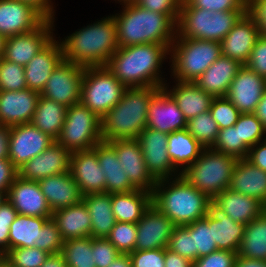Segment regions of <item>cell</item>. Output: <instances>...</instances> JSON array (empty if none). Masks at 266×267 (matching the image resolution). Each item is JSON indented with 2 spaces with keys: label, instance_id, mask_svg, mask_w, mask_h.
<instances>
[{
  "label": "cell",
  "instance_id": "cell-1",
  "mask_svg": "<svg viewBox=\"0 0 266 267\" xmlns=\"http://www.w3.org/2000/svg\"><path fill=\"white\" fill-rule=\"evenodd\" d=\"M171 45L140 44L119 47L105 66L126 87H158L166 84L160 73Z\"/></svg>",
  "mask_w": 266,
  "mask_h": 267
},
{
  "label": "cell",
  "instance_id": "cell-2",
  "mask_svg": "<svg viewBox=\"0 0 266 267\" xmlns=\"http://www.w3.org/2000/svg\"><path fill=\"white\" fill-rule=\"evenodd\" d=\"M64 59L83 68L106 66L119 48L116 21L104 17L60 41Z\"/></svg>",
  "mask_w": 266,
  "mask_h": 267
},
{
  "label": "cell",
  "instance_id": "cell-3",
  "mask_svg": "<svg viewBox=\"0 0 266 267\" xmlns=\"http://www.w3.org/2000/svg\"><path fill=\"white\" fill-rule=\"evenodd\" d=\"M123 7L121 13L113 15L119 47L145 43L172 45L177 24L168 15L143 9L135 3Z\"/></svg>",
  "mask_w": 266,
  "mask_h": 267
},
{
  "label": "cell",
  "instance_id": "cell-4",
  "mask_svg": "<svg viewBox=\"0 0 266 267\" xmlns=\"http://www.w3.org/2000/svg\"><path fill=\"white\" fill-rule=\"evenodd\" d=\"M210 201L205 193L193 187L181 175L156 181L152 191V205L175 226H186L204 218Z\"/></svg>",
  "mask_w": 266,
  "mask_h": 267
},
{
  "label": "cell",
  "instance_id": "cell-5",
  "mask_svg": "<svg viewBox=\"0 0 266 267\" xmlns=\"http://www.w3.org/2000/svg\"><path fill=\"white\" fill-rule=\"evenodd\" d=\"M158 87H127L120 101L102 118V140L137 139L146 128L148 106Z\"/></svg>",
  "mask_w": 266,
  "mask_h": 267
},
{
  "label": "cell",
  "instance_id": "cell-6",
  "mask_svg": "<svg viewBox=\"0 0 266 267\" xmlns=\"http://www.w3.org/2000/svg\"><path fill=\"white\" fill-rule=\"evenodd\" d=\"M174 80L195 82L219 57L221 43L211 40L175 37L170 47Z\"/></svg>",
  "mask_w": 266,
  "mask_h": 267
},
{
  "label": "cell",
  "instance_id": "cell-7",
  "mask_svg": "<svg viewBox=\"0 0 266 267\" xmlns=\"http://www.w3.org/2000/svg\"><path fill=\"white\" fill-rule=\"evenodd\" d=\"M237 160L232 155L204 148L196 161L180 175L213 200L219 193L229 188Z\"/></svg>",
  "mask_w": 266,
  "mask_h": 267
},
{
  "label": "cell",
  "instance_id": "cell-8",
  "mask_svg": "<svg viewBox=\"0 0 266 267\" xmlns=\"http://www.w3.org/2000/svg\"><path fill=\"white\" fill-rule=\"evenodd\" d=\"M102 119L86 106L77 103L67 108L64 125L59 137V145L75 151L93 149L102 140Z\"/></svg>",
  "mask_w": 266,
  "mask_h": 267
},
{
  "label": "cell",
  "instance_id": "cell-9",
  "mask_svg": "<svg viewBox=\"0 0 266 267\" xmlns=\"http://www.w3.org/2000/svg\"><path fill=\"white\" fill-rule=\"evenodd\" d=\"M126 86L105 67L84 68L80 103L101 119L122 98Z\"/></svg>",
  "mask_w": 266,
  "mask_h": 267
},
{
  "label": "cell",
  "instance_id": "cell-10",
  "mask_svg": "<svg viewBox=\"0 0 266 267\" xmlns=\"http://www.w3.org/2000/svg\"><path fill=\"white\" fill-rule=\"evenodd\" d=\"M84 68L63 59L51 73L42 96L67 108L80 103Z\"/></svg>",
  "mask_w": 266,
  "mask_h": 267
},
{
  "label": "cell",
  "instance_id": "cell-11",
  "mask_svg": "<svg viewBox=\"0 0 266 267\" xmlns=\"http://www.w3.org/2000/svg\"><path fill=\"white\" fill-rule=\"evenodd\" d=\"M137 140L141 146L147 170L155 181L171 179L181 174L180 172L178 173L168 156L167 133L145 128L139 134Z\"/></svg>",
  "mask_w": 266,
  "mask_h": 267
},
{
  "label": "cell",
  "instance_id": "cell-12",
  "mask_svg": "<svg viewBox=\"0 0 266 267\" xmlns=\"http://www.w3.org/2000/svg\"><path fill=\"white\" fill-rule=\"evenodd\" d=\"M53 23L47 18L31 32L6 37L3 59L25 67L54 38Z\"/></svg>",
  "mask_w": 266,
  "mask_h": 267
},
{
  "label": "cell",
  "instance_id": "cell-13",
  "mask_svg": "<svg viewBox=\"0 0 266 267\" xmlns=\"http://www.w3.org/2000/svg\"><path fill=\"white\" fill-rule=\"evenodd\" d=\"M55 140L43 133L32 123L11 127L9 139V159L19 169L26 162L41 154Z\"/></svg>",
  "mask_w": 266,
  "mask_h": 267
},
{
  "label": "cell",
  "instance_id": "cell-14",
  "mask_svg": "<svg viewBox=\"0 0 266 267\" xmlns=\"http://www.w3.org/2000/svg\"><path fill=\"white\" fill-rule=\"evenodd\" d=\"M47 17L34 5L21 0H0V34H24L38 28Z\"/></svg>",
  "mask_w": 266,
  "mask_h": 267
},
{
  "label": "cell",
  "instance_id": "cell-15",
  "mask_svg": "<svg viewBox=\"0 0 266 267\" xmlns=\"http://www.w3.org/2000/svg\"><path fill=\"white\" fill-rule=\"evenodd\" d=\"M116 152L120 166L136 189L152 192L156 181L145 165L141 146L137 139L108 142Z\"/></svg>",
  "mask_w": 266,
  "mask_h": 267
},
{
  "label": "cell",
  "instance_id": "cell-16",
  "mask_svg": "<svg viewBox=\"0 0 266 267\" xmlns=\"http://www.w3.org/2000/svg\"><path fill=\"white\" fill-rule=\"evenodd\" d=\"M174 227V223L151 204L137 222L135 250L168 248Z\"/></svg>",
  "mask_w": 266,
  "mask_h": 267
},
{
  "label": "cell",
  "instance_id": "cell-17",
  "mask_svg": "<svg viewBox=\"0 0 266 267\" xmlns=\"http://www.w3.org/2000/svg\"><path fill=\"white\" fill-rule=\"evenodd\" d=\"M70 157L71 152L55 141L41 154L22 165L18 169V176L25 180L39 181L69 172Z\"/></svg>",
  "mask_w": 266,
  "mask_h": 267
},
{
  "label": "cell",
  "instance_id": "cell-18",
  "mask_svg": "<svg viewBox=\"0 0 266 267\" xmlns=\"http://www.w3.org/2000/svg\"><path fill=\"white\" fill-rule=\"evenodd\" d=\"M266 89V79L243 65L228 90L226 97L241 114L253 113Z\"/></svg>",
  "mask_w": 266,
  "mask_h": 267
},
{
  "label": "cell",
  "instance_id": "cell-19",
  "mask_svg": "<svg viewBox=\"0 0 266 267\" xmlns=\"http://www.w3.org/2000/svg\"><path fill=\"white\" fill-rule=\"evenodd\" d=\"M187 120L176 101L161 88L150 100L146 128L170 134L186 129Z\"/></svg>",
  "mask_w": 266,
  "mask_h": 267
},
{
  "label": "cell",
  "instance_id": "cell-20",
  "mask_svg": "<svg viewBox=\"0 0 266 267\" xmlns=\"http://www.w3.org/2000/svg\"><path fill=\"white\" fill-rule=\"evenodd\" d=\"M7 200L19 215L51 217L52 211L47 204L38 181L25 180L17 176L7 192Z\"/></svg>",
  "mask_w": 266,
  "mask_h": 267
},
{
  "label": "cell",
  "instance_id": "cell-21",
  "mask_svg": "<svg viewBox=\"0 0 266 267\" xmlns=\"http://www.w3.org/2000/svg\"><path fill=\"white\" fill-rule=\"evenodd\" d=\"M259 36L253 18L245 12L220 42L222 56L245 65Z\"/></svg>",
  "mask_w": 266,
  "mask_h": 267
},
{
  "label": "cell",
  "instance_id": "cell-22",
  "mask_svg": "<svg viewBox=\"0 0 266 267\" xmlns=\"http://www.w3.org/2000/svg\"><path fill=\"white\" fill-rule=\"evenodd\" d=\"M40 93L29 88L0 91V125L15 126L31 123Z\"/></svg>",
  "mask_w": 266,
  "mask_h": 267
},
{
  "label": "cell",
  "instance_id": "cell-23",
  "mask_svg": "<svg viewBox=\"0 0 266 267\" xmlns=\"http://www.w3.org/2000/svg\"><path fill=\"white\" fill-rule=\"evenodd\" d=\"M70 173L82 196L105 193V176L101 171L97 153L93 149L71 153Z\"/></svg>",
  "mask_w": 266,
  "mask_h": 267
},
{
  "label": "cell",
  "instance_id": "cell-24",
  "mask_svg": "<svg viewBox=\"0 0 266 267\" xmlns=\"http://www.w3.org/2000/svg\"><path fill=\"white\" fill-rule=\"evenodd\" d=\"M63 59L61 43L53 38L24 67L27 88L41 93L51 73Z\"/></svg>",
  "mask_w": 266,
  "mask_h": 267
},
{
  "label": "cell",
  "instance_id": "cell-25",
  "mask_svg": "<svg viewBox=\"0 0 266 267\" xmlns=\"http://www.w3.org/2000/svg\"><path fill=\"white\" fill-rule=\"evenodd\" d=\"M38 184L52 212L82 201V193L70 171L40 179Z\"/></svg>",
  "mask_w": 266,
  "mask_h": 267
},
{
  "label": "cell",
  "instance_id": "cell-26",
  "mask_svg": "<svg viewBox=\"0 0 266 267\" xmlns=\"http://www.w3.org/2000/svg\"><path fill=\"white\" fill-rule=\"evenodd\" d=\"M242 66L236 60L221 56L194 83L213 97H225Z\"/></svg>",
  "mask_w": 266,
  "mask_h": 267
},
{
  "label": "cell",
  "instance_id": "cell-27",
  "mask_svg": "<svg viewBox=\"0 0 266 267\" xmlns=\"http://www.w3.org/2000/svg\"><path fill=\"white\" fill-rule=\"evenodd\" d=\"M229 188L257 199L266 207V172L246 158L237 160Z\"/></svg>",
  "mask_w": 266,
  "mask_h": 267
},
{
  "label": "cell",
  "instance_id": "cell-28",
  "mask_svg": "<svg viewBox=\"0 0 266 267\" xmlns=\"http://www.w3.org/2000/svg\"><path fill=\"white\" fill-rule=\"evenodd\" d=\"M93 150L97 153L101 171L105 176V193H128L136 189L120 166L115 149L108 142L101 141Z\"/></svg>",
  "mask_w": 266,
  "mask_h": 267
},
{
  "label": "cell",
  "instance_id": "cell-29",
  "mask_svg": "<svg viewBox=\"0 0 266 267\" xmlns=\"http://www.w3.org/2000/svg\"><path fill=\"white\" fill-rule=\"evenodd\" d=\"M207 214L213 219V241L217 248L237 252L246 225L234 222L213 200L208 204Z\"/></svg>",
  "mask_w": 266,
  "mask_h": 267
},
{
  "label": "cell",
  "instance_id": "cell-30",
  "mask_svg": "<svg viewBox=\"0 0 266 267\" xmlns=\"http://www.w3.org/2000/svg\"><path fill=\"white\" fill-rule=\"evenodd\" d=\"M51 218L64 241L91 236L90 214L83 201L52 212Z\"/></svg>",
  "mask_w": 266,
  "mask_h": 267
},
{
  "label": "cell",
  "instance_id": "cell-31",
  "mask_svg": "<svg viewBox=\"0 0 266 267\" xmlns=\"http://www.w3.org/2000/svg\"><path fill=\"white\" fill-rule=\"evenodd\" d=\"M213 201L234 222L248 224L259 216L266 207L257 199L233 191L230 188L219 193Z\"/></svg>",
  "mask_w": 266,
  "mask_h": 267
},
{
  "label": "cell",
  "instance_id": "cell-32",
  "mask_svg": "<svg viewBox=\"0 0 266 267\" xmlns=\"http://www.w3.org/2000/svg\"><path fill=\"white\" fill-rule=\"evenodd\" d=\"M175 83L173 89H168L169 86L167 87V84L163 88L176 101L186 120L210 110L214 98L212 95L204 92L194 82H180L176 80Z\"/></svg>",
  "mask_w": 266,
  "mask_h": 267
},
{
  "label": "cell",
  "instance_id": "cell-33",
  "mask_svg": "<svg viewBox=\"0 0 266 267\" xmlns=\"http://www.w3.org/2000/svg\"><path fill=\"white\" fill-rule=\"evenodd\" d=\"M151 204L152 192L145 190L111 194L112 211L118 222L137 223Z\"/></svg>",
  "mask_w": 266,
  "mask_h": 267
},
{
  "label": "cell",
  "instance_id": "cell-34",
  "mask_svg": "<svg viewBox=\"0 0 266 267\" xmlns=\"http://www.w3.org/2000/svg\"><path fill=\"white\" fill-rule=\"evenodd\" d=\"M82 201L90 214L91 237L106 238L116 223L112 211L111 194H88L82 197Z\"/></svg>",
  "mask_w": 266,
  "mask_h": 267
},
{
  "label": "cell",
  "instance_id": "cell-35",
  "mask_svg": "<svg viewBox=\"0 0 266 267\" xmlns=\"http://www.w3.org/2000/svg\"><path fill=\"white\" fill-rule=\"evenodd\" d=\"M203 149L186 129L168 134V156L178 171L179 166L182 168L180 173L196 161Z\"/></svg>",
  "mask_w": 266,
  "mask_h": 267
},
{
  "label": "cell",
  "instance_id": "cell-36",
  "mask_svg": "<svg viewBox=\"0 0 266 267\" xmlns=\"http://www.w3.org/2000/svg\"><path fill=\"white\" fill-rule=\"evenodd\" d=\"M212 15V11L193 7L187 0H183L176 37L208 40L209 17Z\"/></svg>",
  "mask_w": 266,
  "mask_h": 267
},
{
  "label": "cell",
  "instance_id": "cell-37",
  "mask_svg": "<svg viewBox=\"0 0 266 267\" xmlns=\"http://www.w3.org/2000/svg\"><path fill=\"white\" fill-rule=\"evenodd\" d=\"M67 107L40 94L31 123L56 140L66 118Z\"/></svg>",
  "mask_w": 266,
  "mask_h": 267
},
{
  "label": "cell",
  "instance_id": "cell-38",
  "mask_svg": "<svg viewBox=\"0 0 266 267\" xmlns=\"http://www.w3.org/2000/svg\"><path fill=\"white\" fill-rule=\"evenodd\" d=\"M50 218L18 214L9 228V249L39 248L40 231Z\"/></svg>",
  "mask_w": 266,
  "mask_h": 267
},
{
  "label": "cell",
  "instance_id": "cell-39",
  "mask_svg": "<svg viewBox=\"0 0 266 267\" xmlns=\"http://www.w3.org/2000/svg\"><path fill=\"white\" fill-rule=\"evenodd\" d=\"M237 255L266 261V209L246 224Z\"/></svg>",
  "mask_w": 266,
  "mask_h": 267
},
{
  "label": "cell",
  "instance_id": "cell-40",
  "mask_svg": "<svg viewBox=\"0 0 266 267\" xmlns=\"http://www.w3.org/2000/svg\"><path fill=\"white\" fill-rule=\"evenodd\" d=\"M61 254L66 267H96L91 236L65 240Z\"/></svg>",
  "mask_w": 266,
  "mask_h": 267
},
{
  "label": "cell",
  "instance_id": "cell-41",
  "mask_svg": "<svg viewBox=\"0 0 266 267\" xmlns=\"http://www.w3.org/2000/svg\"><path fill=\"white\" fill-rule=\"evenodd\" d=\"M189 227L192 229L193 262L218 250L213 241V219L208 214L190 223Z\"/></svg>",
  "mask_w": 266,
  "mask_h": 267
},
{
  "label": "cell",
  "instance_id": "cell-42",
  "mask_svg": "<svg viewBox=\"0 0 266 267\" xmlns=\"http://www.w3.org/2000/svg\"><path fill=\"white\" fill-rule=\"evenodd\" d=\"M186 130L204 148H211L216 141L219 128L209 111L187 120Z\"/></svg>",
  "mask_w": 266,
  "mask_h": 267
},
{
  "label": "cell",
  "instance_id": "cell-43",
  "mask_svg": "<svg viewBox=\"0 0 266 267\" xmlns=\"http://www.w3.org/2000/svg\"><path fill=\"white\" fill-rule=\"evenodd\" d=\"M211 149L229 154L237 159L246 158L249 149L240 142L239 127L231 126L222 130H219L216 141Z\"/></svg>",
  "mask_w": 266,
  "mask_h": 267
},
{
  "label": "cell",
  "instance_id": "cell-44",
  "mask_svg": "<svg viewBox=\"0 0 266 267\" xmlns=\"http://www.w3.org/2000/svg\"><path fill=\"white\" fill-rule=\"evenodd\" d=\"M49 255L37 247H23L9 249L2 258L10 267H41Z\"/></svg>",
  "mask_w": 266,
  "mask_h": 267
},
{
  "label": "cell",
  "instance_id": "cell-45",
  "mask_svg": "<svg viewBox=\"0 0 266 267\" xmlns=\"http://www.w3.org/2000/svg\"><path fill=\"white\" fill-rule=\"evenodd\" d=\"M247 10L216 11L209 17L208 40L221 42Z\"/></svg>",
  "mask_w": 266,
  "mask_h": 267
},
{
  "label": "cell",
  "instance_id": "cell-46",
  "mask_svg": "<svg viewBox=\"0 0 266 267\" xmlns=\"http://www.w3.org/2000/svg\"><path fill=\"white\" fill-rule=\"evenodd\" d=\"M234 126L239 127L240 142L248 149L266 140V129L253 113L240 114Z\"/></svg>",
  "mask_w": 266,
  "mask_h": 267
},
{
  "label": "cell",
  "instance_id": "cell-47",
  "mask_svg": "<svg viewBox=\"0 0 266 267\" xmlns=\"http://www.w3.org/2000/svg\"><path fill=\"white\" fill-rule=\"evenodd\" d=\"M137 237V223L116 221L106 237L121 254H130L135 251Z\"/></svg>",
  "mask_w": 266,
  "mask_h": 267
},
{
  "label": "cell",
  "instance_id": "cell-48",
  "mask_svg": "<svg viewBox=\"0 0 266 267\" xmlns=\"http://www.w3.org/2000/svg\"><path fill=\"white\" fill-rule=\"evenodd\" d=\"M26 88L24 67L0 58V91H19Z\"/></svg>",
  "mask_w": 266,
  "mask_h": 267
},
{
  "label": "cell",
  "instance_id": "cell-49",
  "mask_svg": "<svg viewBox=\"0 0 266 267\" xmlns=\"http://www.w3.org/2000/svg\"><path fill=\"white\" fill-rule=\"evenodd\" d=\"M209 112L219 130L234 126L241 114L226 96L214 97Z\"/></svg>",
  "mask_w": 266,
  "mask_h": 267
},
{
  "label": "cell",
  "instance_id": "cell-50",
  "mask_svg": "<svg viewBox=\"0 0 266 267\" xmlns=\"http://www.w3.org/2000/svg\"><path fill=\"white\" fill-rule=\"evenodd\" d=\"M168 249L193 262L192 229L189 225L174 227Z\"/></svg>",
  "mask_w": 266,
  "mask_h": 267
},
{
  "label": "cell",
  "instance_id": "cell-51",
  "mask_svg": "<svg viewBox=\"0 0 266 267\" xmlns=\"http://www.w3.org/2000/svg\"><path fill=\"white\" fill-rule=\"evenodd\" d=\"M64 240L52 218L48 219L40 231L39 249L47 253L58 254L62 251Z\"/></svg>",
  "mask_w": 266,
  "mask_h": 267
},
{
  "label": "cell",
  "instance_id": "cell-52",
  "mask_svg": "<svg viewBox=\"0 0 266 267\" xmlns=\"http://www.w3.org/2000/svg\"><path fill=\"white\" fill-rule=\"evenodd\" d=\"M92 252L96 267H107L121 254L107 238L93 237Z\"/></svg>",
  "mask_w": 266,
  "mask_h": 267
},
{
  "label": "cell",
  "instance_id": "cell-53",
  "mask_svg": "<svg viewBox=\"0 0 266 267\" xmlns=\"http://www.w3.org/2000/svg\"><path fill=\"white\" fill-rule=\"evenodd\" d=\"M183 0H136L134 3L143 9L168 15L176 24Z\"/></svg>",
  "mask_w": 266,
  "mask_h": 267
},
{
  "label": "cell",
  "instance_id": "cell-54",
  "mask_svg": "<svg viewBox=\"0 0 266 267\" xmlns=\"http://www.w3.org/2000/svg\"><path fill=\"white\" fill-rule=\"evenodd\" d=\"M17 215V210L6 199L0 206V257L9 250V228Z\"/></svg>",
  "mask_w": 266,
  "mask_h": 267
},
{
  "label": "cell",
  "instance_id": "cell-55",
  "mask_svg": "<svg viewBox=\"0 0 266 267\" xmlns=\"http://www.w3.org/2000/svg\"><path fill=\"white\" fill-rule=\"evenodd\" d=\"M237 252L218 249L193 262V267H235Z\"/></svg>",
  "mask_w": 266,
  "mask_h": 267
},
{
  "label": "cell",
  "instance_id": "cell-56",
  "mask_svg": "<svg viewBox=\"0 0 266 267\" xmlns=\"http://www.w3.org/2000/svg\"><path fill=\"white\" fill-rule=\"evenodd\" d=\"M130 256L133 267H165V249L135 250Z\"/></svg>",
  "mask_w": 266,
  "mask_h": 267
},
{
  "label": "cell",
  "instance_id": "cell-57",
  "mask_svg": "<svg viewBox=\"0 0 266 267\" xmlns=\"http://www.w3.org/2000/svg\"><path fill=\"white\" fill-rule=\"evenodd\" d=\"M245 66L266 79V36L258 37Z\"/></svg>",
  "mask_w": 266,
  "mask_h": 267
},
{
  "label": "cell",
  "instance_id": "cell-58",
  "mask_svg": "<svg viewBox=\"0 0 266 267\" xmlns=\"http://www.w3.org/2000/svg\"><path fill=\"white\" fill-rule=\"evenodd\" d=\"M193 7L208 11L247 10V0H187Z\"/></svg>",
  "mask_w": 266,
  "mask_h": 267
},
{
  "label": "cell",
  "instance_id": "cell-59",
  "mask_svg": "<svg viewBox=\"0 0 266 267\" xmlns=\"http://www.w3.org/2000/svg\"><path fill=\"white\" fill-rule=\"evenodd\" d=\"M247 13L253 18L260 35L266 36V0H247Z\"/></svg>",
  "mask_w": 266,
  "mask_h": 267
},
{
  "label": "cell",
  "instance_id": "cell-60",
  "mask_svg": "<svg viewBox=\"0 0 266 267\" xmlns=\"http://www.w3.org/2000/svg\"><path fill=\"white\" fill-rule=\"evenodd\" d=\"M18 176V169L11 160L0 159V192H8L10 185Z\"/></svg>",
  "mask_w": 266,
  "mask_h": 267
},
{
  "label": "cell",
  "instance_id": "cell-61",
  "mask_svg": "<svg viewBox=\"0 0 266 267\" xmlns=\"http://www.w3.org/2000/svg\"><path fill=\"white\" fill-rule=\"evenodd\" d=\"M246 159L266 172V140L252 146L249 149Z\"/></svg>",
  "mask_w": 266,
  "mask_h": 267
},
{
  "label": "cell",
  "instance_id": "cell-62",
  "mask_svg": "<svg viewBox=\"0 0 266 267\" xmlns=\"http://www.w3.org/2000/svg\"><path fill=\"white\" fill-rule=\"evenodd\" d=\"M165 267H193V262L165 248Z\"/></svg>",
  "mask_w": 266,
  "mask_h": 267
},
{
  "label": "cell",
  "instance_id": "cell-63",
  "mask_svg": "<svg viewBox=\"0 0 266 267\" xmlns=\"http://www.w3.org/2000/svg\"><path fill=\"white\" fill-rule=\"evenodd\" d=\"M11 126L0 125V159L9 157V139Z\"/></svg>",
  "mask_w": 266,
  "mask_h": 267
},
{
  "label": "cell",
  "instance_id": "cell-64",
  "mask_svg": "<svg viewBox=\"0 0 266 267\" xmlns=\"http://www.w3.org/2000/svg\"><path fill=\"white\" fill-rule=\"evenodd\" d=\"M28 2L38 8L47 18H54V8L52 0H21Z\"/></svg>",
  "mask_w": 266,
  "mask_h": 267
},
{
  "label": "cell",
  "instance_id": "cell-65",
  "mask_svg": "<svg viewBox=\"0 0 266 267\" xmlns=\"http://www.w3.org/2000/svg\"><path fill=\"white\" fill-rule=\"evenodd\" d=\"M235 267H266V261L239 257L237 255Z\"/></svg>",
  "mask_w": 266,
  "mask_h": 267
},
{
  "label": "cell",
  "instance_id": "cell-66",
  "mask_svg": "<svg viewBox=\"0 0 266 267\" xmlns=\"http://www.w3.org/2000/svg\"><path fill=\"white\" fill-rule=\"evenodd\" d=\"M253 114L261 121L266 129V89Z\"/></svg>",
  "mask_w": 266,
  "mask_h": 267
},
{
  "label": "cell",
  "instance_id": "cell-67",
  "mask_svg": "<svg viewBox=\"0 0 266 267\" xmlns=\"http://www.w3.org/2000/svg\"><path fill=\"white\" fill-rule=\"evenodd\" d=\"M41 267H66L64 257L61 253L51 254Z\"/></svg>",
  "mask_w": 266,
  "mask_h": 267
},
{
  "label": "cell",
  "instance_id": "cell-68",
  "mask_svg": "<svg viewBox=\"0 0 266 267\" xmlns=\"http://www.w3.org/2000/svg\"><path fill=\"white\" fill-rule=\"evenodd\" d=\"M107 267H133L130 254H120Z\"/></svg>",
  "mask_w": 266,
  "mask_h": 267
},
{
  "label": "cell",
  "instance_id": "cell-69",
  "mask_svg": "<svg viewBox=\"0 0 266 267\" xmlns=\"http://www.w3.org/2000/svg\"><path fill=\"white\" fill-rule=\"evenodd\" d=\"M6 37L0 34V58H3Z\"/></svg>",
  "mask_w": 266,
  "mask_h": 267
},
{
  "label": "cell",
  "instance_id": "cell-70",
  "mask_svg": "<svg viewBox=\"0 0 266 267\" xmlns=\"http://www.w3.org/2000/svg\"><path fill=\"white\" fill-rule=\"evenodd\" d=\"M7 199V192H0V206Z\"/></svg>",
  "mask_w": 266,
  "mask_h": 267
},
{
  "label": "cell",
  "instance_id": "cell-71",
  "mask_svg": "<svg viewBox=\"0 0 266 267\" xmlns=\"http://www.w3.org/2000/svg\"><path fill=\"white\" fill-rule=\"evenodd\" d=\"M116 1V0H115ZM136 0H118L123 5L134 3Z\"/></svg>",
  "mask_w": 266,
  "mask_h": 267
},
{
  "label": "cell",
  "instance_id": "cell-72",
  "mask_svg": "<svg viewBox=\"0 0 266 267\" xmlns=\"http://www.w3.org/2000/svg\"><path fill=\"white\" fill-rule=\"evenodd\" d=\"M0 267H10L2 257H0Z\"/></svg>",
  "mask_w": 266,
  "mask_h": 267
}]
</instances>
